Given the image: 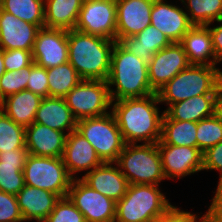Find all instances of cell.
Returning a JSON list of instances; mask_svg holds the SVG:
<instances>
[{
  "instance_id": "23",
  "label": "cell",
  "mask_w": 222,
  "mask_h": 222,
  "mask_svg": "<svg viewBox=\"0 0 222 222\" xmlns=\"http://www.w3.org/2000/svg\"><path fill=\"white\" fill-rule=\"evenodd\" d=\"M183 46L190 64L216 66L212 38L206 26H193L182 38Z\"/></svg>"
},
{
  "instance_id": "10",
  "label": "cell",
  "mask_w": 222,
  "mask_h": 222,
  "mask_svg": "<svg viewBox=\"0 0 222 222\" xmlns=\"http://www.w3.org/2000/svg\"><path fill=\"white\" fill-rule=\"evenodd\" d=\"M116 0H86L74 29L116 41Z\"/></svg>"
},
{
  "instance_id": "14",
  "label": "cell",
  "mask_w": 222,
  "mask_h": 222,
  "mask_svg": "<svg viewBox=\"0 0 222 222\" xmlns=\"http://www.w3.org/2000/svg\"><path fill=\"white\" fill-rule=\"evenodd\" d=\"M190 65L187 54L180 43L159 50L148 63V79L157 93L176 74Z\"/></svg>"
},
{
  "instance_id": "47",
  "label": "cell",
  "mask_w": 222,
  "mask_h": 222,
  "mask_svg": "<svg viewBox=\"0 0 222 222\" xmlns=\"http://www.w3.org/2000/svg\"><path fill=\"white\" fill-rule=\"evenodd\" d=\"M147 222H160V218H157V219H154V220H151V221H147Z\"/></svg>"
},
{
  "instance_id": "27",
  "label": "cell",
  "mask_w": 222,
  "mask_h": 222,
  "mask_svg": "<svg viewBox=\"0 0 222 222\" xmlns=\"http://www.w3.org/2000/svg\"><path fill=\"white\" fill-rule=\"evenodd\" d=\"M42 97L32 91L22 90L0 102V109L14 122L24 127L34 123Z\"/></svg>"
},
{
  "instance_id": "39",
  "label": "cell",
  "mask_w": 222,
  "mask_h": 222,
  "mask_svg": "<svg viewBox=\"0 0 222 222\" xmlns=\"http://www.w3.org/2000/svg\"><path fill=\"white\" fill-rule=\"evenodd\" d=\"M6 71L21 70L33 63L32 52L23 49L3 50Z\"/></svg>"
},
{
  "instance_id": "28",
  "label": "cell",
  "mask_w": 222,
  "mask_h": 222,
  "mask_svg": "<svg viewBox=\"0 0 222 222\" xmlns=\"http://www.w3.org/2000/svg\"><path fill=\"white\" fill-rule=\"evenodd\" d=\"M83 0H44L45 27L73 30Z\"/></svg>"
},
{
  "instance_id": "17",
  "label": "cell",
  "mask_w": 222,
  "mask_h": 222,
  "mask_svg": "<svg viewBox=\"0 0 222 222\" xmlns=\"http://www.w3.org/2000/svg\"><path fill=\"white\" fill-rule=\"evenodd\" d=\"M37 25L23 21L0 8V47L3 50L33 51Z\"/></svg>"
},
{
  "instance_id": "5",
  "label": "cell",
  "mask_w": 222,
  "mask_h": 222,
  "mask_svg": "<svg viewBox=\"0 0 222 222\" xmlns=\"http://www.w3.org/2000/svg\"><path fill=\"white\" fill-rule=\"evenodd\" d=\"M158 187L129 184L126 194L116 202L114 222H147L166 215L174 206Z\"/></svg>"
},
{
  "instance_id": "45",
  "label": "cell",
  "mask_w": 222,
  "mask_h": 222,
  "mask_svg": "<svg viewBox=\"0 0 222 222\" xmlns=\"http://www.w3.org/2000/svg\"><path fill=\"white\" fill-rule=\"evenodd\" d=\"M194 222H220V221H215V220L209 218L206 214H204L200 218H198L197 215L194 214Z\"/></svg>"
},
{
  "instance_id": "42",
  "label": "cell",
  "mask_w": 222,
  "mask_h": 222,
  "mask_svg": "<svg viewBox=\"0 0 222 222\" xmlns=\"http://www.w3.org/2000/svg\"><path fill=\"white\" fill-rule=\"evenodd\" d=\"M160 222H194V213L182 211L174 206L166 215L160 218Z\"/></svg>"
},
{
  "instance_id": "22",
  "label": "cell",
  "mask_w": 222,
  "mask_h": 222,
  "mask_svg": "<svg viewBox=\"0 0 222 222\" xmlns=\"http://www.w3.org/2000/svg\"><path fill=\"white\" fill-rule=\"evenodd\" d=\"M77 119L63 97H44L37 109L34 123L46 125L67 135L76 130Z\"/></svg>"
},
{
  "instance_id": "34",
  "label": "cell",
  "mask_w": 222,
  "mask_h": 222,
  "mask_svg": "<svg viewBox=\"0 0 222 222\" xmlns=\"http://www.w3.org/2000/svg\"><path fill=\"white\" fill-rule=\"evenodd\" d=\"M197 148L202 152L222 141V121L216 116L197 122Z\"/></svg>"
},
{
  "instance_id": "20",
  "label": "cell",
  "mask_w": 222,
  "mask_h": 222,
  "mask_svg": "<svg viewBox=\"0 0 222 222\" xmlns=\"http://www.w3.org/2000/svg\"><path fill=\"white\" fill-rule=\"evenodd\" d=\"M66 132L33 123L25 127L28 154L44 157H62L66 143Z\"/></svg>"
},
{
  "instance_id": "9",
  "label": "cell",
  "mask_w": 222,
  "mask_h": 222,
  "mask_svg": "<svg viewBox=\"0 0 222 222\" xmlns=\"http://www.w3.org/2000/svg\"><path fill=\"white\" fill-rule=\"evenodd\" d=\"M64 100L77 120L106 115L112 106L109 87L104 80H82Z\"/></svg>"
},
{
  "instance_id": "35",
  "label": "cell",
  "mask_w": 222,
  "mask_h": 222,
  "mask_svg": "<svg viewBox=\"0 0 222 222\" xmlns=\"http://www.w3.org/2000/svg\"><path fill=\"white\" fill-rule=\"evenodd\" d=\"M30 66L21 70L5 71L0 77V102L6 97L27 90Z\"/></svg>"
},
{
  "instance_id": "18",
  "label": "cell",
  "mask_w": 222,
  "mask_h": 222,
  "mask_svg": "<svg viewBox=\"0 0 222 222\" xmlns=\"http://www.w3.org/2000/svg\"><path fill=\"white\" fill-rule=\"evenodd\" d=\"M62 159L73 179L76 178L74 173H80L83 170L88 173V170L92 171L103 163L96 154L94 147L77 130L67 135Z\"/></svg>"
},
{
  "instance_id": "32",
  "label": "cell",
  "mask_w": 222,
  "mask_h": 222,
  "mask_svg": "<svg viewBox=\"0 0 222 222\" xmlns=\"http://www.w3.org/2000/svg\"><path fill=\"white\" fill-rule=\"evenodd\" d=\"M180 1H182V4L187 5V15L193 26H210L214 21H220L222 19V0Z\"/></svg>"
},
{
  "instance_id": "31",
  "label": "cell",
  "mask_w": 222,
  "mask_h": 222,
  "mask_svg": "<svg viewBox=\"0 0 222 222\" xmlns=\"http://www.w3.org/2000/svg\"><path fill=\"white\" fill-rule=\"evenodd\" d=\"M0 8L39 28L45 27L44 0H1Z\"/></svg>"
},
{
  "instance_id": "3",
  "label": "cell",
  "mask_w": 222,
  "mask_h": 222,
  "mask_svg": "<svg viewBox=\"0 0 222 222\" xmlns=\"http://www.w3.org/2000/svg\"><path fill=\"white\" fill-rule=\"evenodd\" d=\"M107 84L112 101L156 93L149 83L148 63L126 50L118 41L111 52ZM112 85L116 88L112 89Z\"/></svg>"
},
{
  "instance_id": "43",
  "label": "cell",
  "mask_w": 222,
  "mask_h": 222,
  "mask_svg": "<svg viewBox=\"0 0 222 222\" xmlns=\"http://www.w3.org/2000/svg\"><path fill=\"white\" fill-rule=\"evenodd\" d=\"M220 23L219 26L210 27L207 25L206 27L209 29L212 38L213 50L218 62L222 61V19L217 21Z\"/></svg>"
},
{
  "instance_id": "4",
  "label": "cell",
  "mask_w": 222,
  "mask_h": 222,
  "mask_svg": "<svg viewBox=\"0 0 222 222\" xmlns=\"http://www.w3.org/2000/svg\"><path fill=\"white\" fill-rule=\"evenodd\" d=\"M215 67L190 64L157 92L160 103L171 105L197 95L217 94L222 85V71Z\"/></svg>"
},
{
  "instance_id": "2",
  "label": "cell",
  "mask_w": 222,
  "mask_h": 222,
  "mask_svg": "<svg viewBox=\"0 0 222 222\" xmlns=\"http://www.w3.org/2000/svg\"><path fill=\"white\" fill-rule=\"evenodd\" d=\"M115 40L68 30V62L82 80L107 81Z\"/></svg>"
},
{
  "instance_id": "40",
  "label": "cell",
  "mask_w": 222,
  "mask_h": 222,
  "mask_svg": "<svg viewBox=\"0 0 222 222\" xmlns=\"http://www.w3.org/2000/svg\"><path fill=\"white\" fill-rule=\"evenodd\" d=\"M218 170L222 178V141L203 152V170Z\"/></svg>"
},
{
  "instance_id": "7",
  "label": "cell",
  "mask_w": 222,
  "mask_h": 222,
  "mask_svg": "<svg viewBox=\"0 0 222 222\" xmlns=\"http://www.w3.org/2000/svg\"><path fill=\"white\" fill-rule=\"evenodd\" d=\"M76 130L94 147L102 162L115 163L126 145L112 112L80 119Z\"/></svg>"
},
{
  "instance_id": "19",
  "label": "cell",
  "mask_w": 222,
  "mask_h": 222,
  "mask_svg": "<svg viewBox=\"0 0 222 222\" xmlns=\"http://www.w3.org/2000/svg\"><path fill=\"white\" fill-rule=\"evenodd\" d=\"M112 164V162H103L81 179L92 189L117 202L126 194L129 182L118 165L114 163L116 165L114 167Z\"/></svg>"
},
{
  "instance_id": "6",
  "label": "cell",
  "mask_w": 222,
  "mask_h": 222,
  "mask_svg": "<svg viewBox=\"0 0 222 222\" xmlns=\"http://www.w3.org/2000/svg\"><path fill=\"white\" fill-rule=\"evenodd\" d=\"M115 163L129 184L158 185L166 179L157 143L126 144Z\"/></svg>"
},
{
  "instance_id": "29",
  "label": "cell",
  "mask_w": 222,
  "mask_h": 222,
  "mask_svg": "<svg viewBox=\"0 0 222 222\" xmlns=\"http://www.w3.org/2000/svg\"><path fill=\"white\" fill-rule=\"evenodd\" d=\"M196 131L197 122L171 120L164 113L161 138L157 144L197 147Z\"/></svg>"
},
{
  "instance_id": "38",
  "label": "cell",
  "mask_w": 222,
  "mask_h": 222,
  "mask_svg": "<svg viewBox=\"0 0 222 222\" xmlns=\"http://www.w3.org/2000/svg\"><path fill=\"white\" fill-rule=\"evenodd\" d=\"M0 222H25L17 197L0 190Z\"/></svg>"
},
{
  "instance_id": "11",
  "label": "cell",
  "mask_w": 222,
  "mask_h": 222,
  "mask_svg": "<svg viewBox=\"0 0 222 222\" xmlns=\"http://www.w3.org/2000/svg\"><path fill=\"white\" fill-rule=\"evenodd\" d=\"M68 197L86 222H114L116 202L92 189L81 178L72 180Z\"/></svg>"
},
{
  "instance_id": "44",
  "label": "cell",
  "mask_w": 222,
  "mask_h": 222,
  "mask_svg": "<svg viewBox=\"0 0 222 222\" xmlns=\"http://www.w3.org/2000/svg\"><path fill=\"white\" fill-rule=\"evenodd\" d=\"M215 115L222 121V85L219 87L216 97Z\"/></svg>"
},
{
  "instance_id": "1",
  "label": "cell",
  "mask_w": 222,
  "mask_h": 222,
  "mask_svg": "<svg viewBox=\"0 0 222 222\" xmlns=\"http://www.w3.org/2000/svg\"><path fill=\"white\" fill-rule=\"evenodd\" d=\"M158 103L157 93L112 101L110 109L126 144L160 141L164 111L160 114L156 106Z\"/></svg>"
},
{
  "instance_id": "30",
  "label": "cell",
  "mask_w": 222,
  "mask_h": 222,
  "mask_svg": "<svg viewBox=\"0 0 222 222\" xmlns=\"http://www.w3.org/2000/svg\"><path fill=\"white\" fill-rule=\"evenodd\" d=\"M49 97H65L81 81L75 68L69 63L47 69Z\"/></svg>"
},
{
  "instance_id": "33",
  "label": "cell",
  "mask_w": 222,
  "mask_h": 222,
  "mask_svg": "<svg viewBox=\"0 0 222 222\" xmlns=\"http://www.w3.org/2000/svg\"><path fill=\"white\" fill-rule=\"evenodd\" d=\"M26 148L25 127L0 109V152Z\"/></svg>"
},
{
  "instance_id": "37",
  "label": "cell",
  "mask_w": 222,
  "mask_h": 222,
  "mask_svg": "<svg viewBox=\"0 0 222 222\" xmlns=\"http://www.w3.org/2000/svg\"><path fill=\"white\" fill-rule=\"evenodd\" d=\"M49 83L47 69L38 66L34 62L30 65V75L28 76L27 90L32 91L36 95L49 97Z\"/></svg>"
},
{
  "instance_id": "25",
  "label": "cell",
  "mask_w": 222,
  "mask_h": 222,
  "mask_svg": "<svg viewBox=\"0 0 222 222\" xmlns=\"http://www.w3.org/2000/svg\"><path fill=\"white\" fill-rule=\"evenodd\" d=\"M26 148L0 152V190L15 195L24 187Z\"/></svg>"
},
{
  "instance_id": "16",
  "label": "cell",
  "mask_w": 222,
  "mask_h": 222,
  "mask_svg": "<svg viewBox=\"0 0 222 222\" xmlns=\"http://www.w3.org/2000/svg\"><path fill=\"white\" fill-rule=\"evenodd\" d=\"M164 1L154 0L150 14L151 25L164 33L172 43H180L193 25L183 8Z\"/></svg>"
},
{
  "instance_id": "15",
  "label": "cell",
  "mask_w": 222,
  "mask_h": 222,
  "mask_svg": "<svg viewBox=\"0 0 222 222\" xmlns=\"http://www.w3.org/2000/svg\"><path fill=\"white\" fill-rule=\"evenodd\" d=\"M154 0H116V41L132 37L151 25Z\"/></svg>"
},
{
  "instance_id": "36",
  "label": "cell",
  "mask_w": 222,
  "mask_h": 222,
  "mask_svg": "<svg viewBox=\"0 0 222 222\" xmlns=\"http://www.w3.org/2000/svg\"><path fill=\"white\" fill-rule=\"evenodd\" d=\"M43 222H86L83 214L68 196L60 198L50 215Z\"/></svg>"
},
{
  "instance_id": "41",
  "label": "cell",
  "mask_w": 222,
  "mask_h": 222,
  "mask_svg": "<svg viewBox=\"0 0 222 222\" xmlns=\"http://www.w3.org/2000/svg\"><path fill=\"white\" fill-rule=\"evenodd\" d=\"M215 196L212 198V203L208 211L205 213L209 218L215 221H222V178L219 179Z\"/></svg>"
},
{
  "instance_id": "46",
  "label": "cell",
  "mask_w": 222,
  "mask_h": 222,
  "mask_svg": "<svg viewBox=\"0 0 222 222\" xmlns=\"http://www.w3.org/2000/svg\"><path fill=\"white\" fill-rule=\"evenodd\" d=\"M3 49L0 47V77L5 73L6 69L4 66Z\"/></svg>"
},
{
  "instance_id": "21",
  "label": "cell",
  "mask_w": 222,
  "mask_h": 222,
  "mask_svg": "<svg viewBox=\"0 0 222 222\" xmlns=\"http://www.w3.org/2000/svg\"><path fill=\"white\" fill-rule=\"evenodd\" d=\"M16 197L23 220L37 222H43L60 199L57 194L48 190L27 185H24Z\"/></svg>"
},
{
  "instance_id": "24",
  "label": "cell",
  "mask_w": 222,
  "mask_h": 222,
  "mask_svg": "<svg viewBox=\"0 0 222 222\" xmlns=\"http://www.w3.org/2000/svg\"><path fill=\"white\" fill-rule=\"evenodd\" d=\"M217 94H203L176 102L168 106L164 113L176 121L198 122L215 115Z\"/></svg>"
},
{
  "instance_id": "8",
  "label": "cell",
  "mask_w": 222,
  "mask_h": 222,
  "mask_svg": "<svg viewBox=\"0 0 222 222\" xmlns=\"http://www.w3.org/2000/svg\"><path fill=\"white\" fill-rule=\"evenodd\" d=\"M27 186L48 190L60 198L68 196L73 178L62 157H44L28 154L23 169Z\"/></svg>"
},
{
  "instance_id": "12",
  "label": "cell",
  "mask_w": 222,
  "mask_h": 222,
  "mask_svg": "<svg viewBox=\"0 0 222 222\" xmlns=\"http://www.w3.org/2000/svg\"><path fill=\"white\" fill-rule=\"evenodd\" d=\"M32 59L35 64L46 69L68 62V31L40 28L36 35Z\"/></svg>"
},
{
  "instance_id": "13",
  "label": "cell",
  "mask_w": 222,
  "mask_h": 222,
  "mask_svg": "<svg viewBox=\"0 0 222 222\" xmlns=\"http://www.w3.org/2000/svg\"><path fill=\"white\" fill-rule=\"evenodd\" d=\"M166 179L182 178L203 170V152L197 147L157 144Z\"/></svg>"
},
{
  "instance_id": "26",
  "label": "cell",
  "mask_w": 222,
  "mask_h": 222,
  "mask_svg": "<svg viewBox=\"0 0 222 222\" xmlns=\"http://www.w3.org/2000/svg\"><path fill=\"white\" fill-rule=\"evenodd\" d=\"M119 43L146 63H149L159 50L172 44L164 33L152 25H148L135 36L122 38Z\"/></svg>"
}]
</instances>
